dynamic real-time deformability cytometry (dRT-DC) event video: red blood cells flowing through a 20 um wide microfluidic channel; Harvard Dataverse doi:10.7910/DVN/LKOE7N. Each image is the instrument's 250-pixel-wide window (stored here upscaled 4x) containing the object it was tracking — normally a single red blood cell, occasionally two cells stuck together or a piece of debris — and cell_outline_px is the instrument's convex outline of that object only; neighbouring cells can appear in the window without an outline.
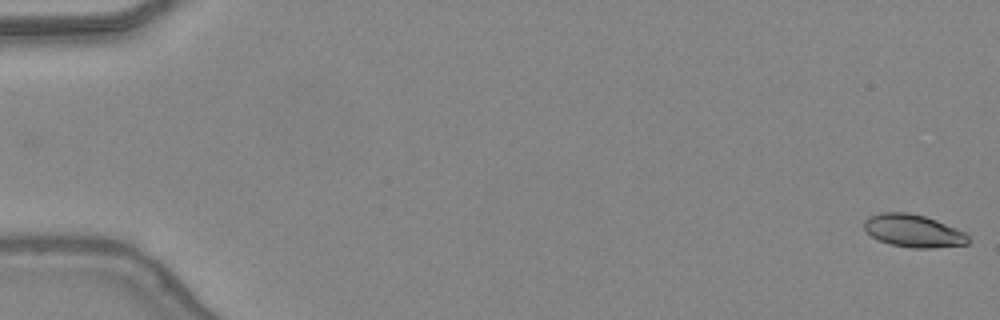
{"species": "common noctule bat (a hibernating species)", "species_latin": "Nyctalus noctula", "temperature_condition": "warm", "stored_images_in_passage": 48, "camera_frame_rate_fps": 3000, "um_per_image_px": 0.085, "animal": {"sex": "female", "body_mass_g": 24.6, "forearm_length_mm": 56.2}, "frame": {"image": 1, "passage_image": 1, "time_ms": 0.0, "image_size_px": [1000, 320], "cell_outline_px": [[968, 244], [932, 248], [912, 248], [888, 244], [872, 236], [864, 228], [864, 220], [868, 216], [880, 212], [908, 212], [924, 216], [936, 220], [964, 232], [968, 236]], "centroid_in_image_um": [77.6, 19.62], "position_along_channel_um": 7.4, "area_um2": 19.77}}
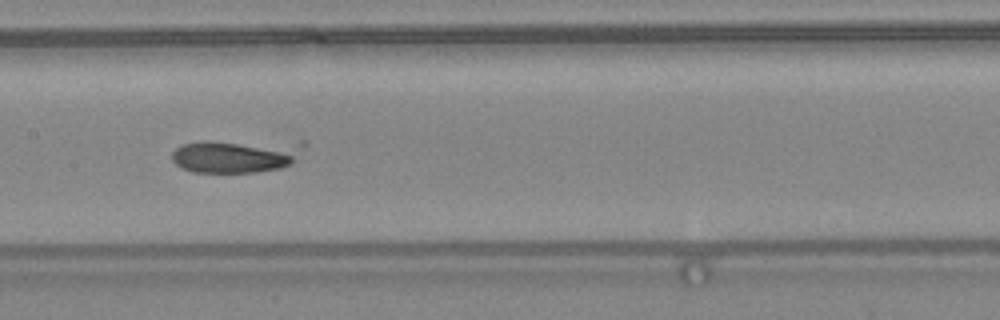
{"frame": {"image": 2, "passage_image": 25, "time_ms": 8.0, "image_size_px": [1000, 320], "cell_outline_px": [[292, 164], [280, 168], [256, 172], [192, 172], [180, 168], [172, 160], [172, 152], [176, 148], [184, 144], [204, 140], [212, 140], [292, 152]], "centroid_in_image_um": [19.42, 13.39], "position_along_channel_um": 188.0, "area_um2": 21.85}}
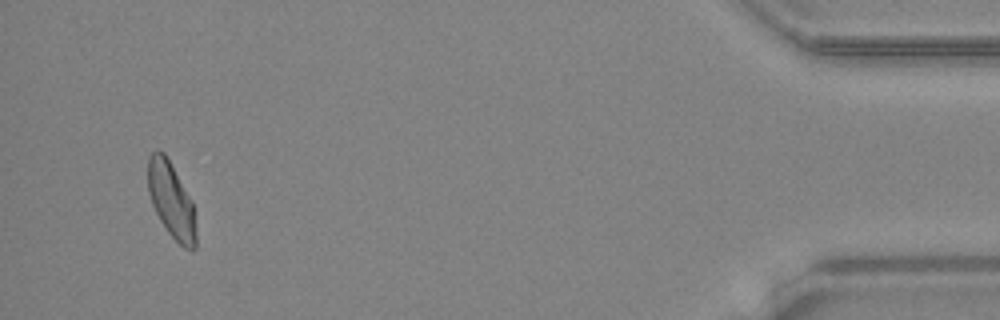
{"frame": {"image": 3, "passage_image": 46, "time_ms": 15.0, "image_size_px": [1000, 320], "cell_outline_px": [[196, 248], [184, 248], [168, 232], [160, 220], [152, 204], [148, 192], [148, 156], [156, 148], [164, 152], [192, 200], [196, 232]], "centroid_in_image_um": [14.54, 16.99], "position_along_channel_um": 420.7, "area_um2": 20.98}, "authors_computed_cell_mechanics": {"area_um2": 21.2993, "velocity_mm_per_s": 4.4055, "shape_relaxation_time_tau1_ms": null, "shape_relaxation_time_tau2_ms": 2.4005, "deformation_change_tau1": null, "deformation_change_tau2": 0.0881}}